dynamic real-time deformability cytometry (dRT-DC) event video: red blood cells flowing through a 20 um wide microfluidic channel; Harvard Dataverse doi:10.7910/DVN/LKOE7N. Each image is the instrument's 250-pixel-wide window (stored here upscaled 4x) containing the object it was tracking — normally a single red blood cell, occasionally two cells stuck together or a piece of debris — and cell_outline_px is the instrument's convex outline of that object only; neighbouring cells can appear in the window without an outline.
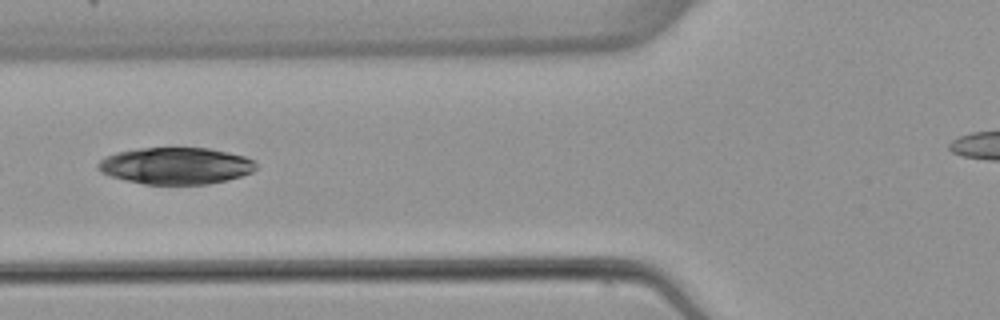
{"species": "common noctule bat (a hibernating species)", "species_latin": "Nyctalus noctula", "temperature_condition": "warm", "stored_images_in_passage": 7, "segment_of_instrument_passage": [1, 2], "camera_frame_rate_fps": 3000, "um_per_image_px": 0.085, "animal": {"sex": "female", "body_mass_g": 22.7, "forearm_length_mm": 54.2}, "frame": {"image": 1, "passage_image": 6, "time_ms": 6.0, "image_size_px": [1000, 320], "cell_outline_px": [[256, 168], [252, 172], [228, 180], [208, 184], [144, 184], [112, 176], [100, 172], [96, 168], [96, 164], [100, 160], [116, 152], [140, 148], [208, 148], [228, 152], [244, 156], [252, 160], [256, 164]], "centroid_in_image_um": [14.94, 14.09], "position_along_channel_um": 110.9, "area_um2": 33.7}}